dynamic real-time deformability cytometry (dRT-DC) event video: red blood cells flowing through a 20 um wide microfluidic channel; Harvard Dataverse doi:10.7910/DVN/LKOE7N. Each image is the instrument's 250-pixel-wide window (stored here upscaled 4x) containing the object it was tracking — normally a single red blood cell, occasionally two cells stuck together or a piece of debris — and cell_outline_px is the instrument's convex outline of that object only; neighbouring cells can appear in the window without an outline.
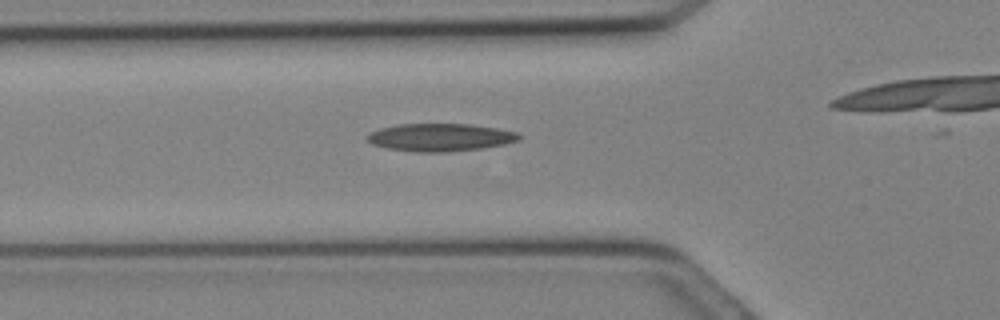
{"species": "Egyptian fruit bat (a non-hibernating species)", "species_latin": "Rousettus aegyptiacus", "temperature_condition": "cold", "stored_images_in_passage": 17, "camera_frame_rate_fps": 3000, "um_per_image_px": 0.085, "animal": {"sex": "female"}, "frame": {"image": 1, "passage_image": 10, "time_ms": 3.0, "image_size_px": [1000, 320], "cell_outline_px": [[524, 136], [520, 140], [504, 144], [480, 148], [444, 152], [416, 152], [388, 148], [372, 144], [364, 136], [368, 132], [380, 128], [396, 124], [468, 124], [496, 128], [516, 132]], "centroid_in_image_um": [37.39, 11.67], "position_along_channel_um": 88.4, "area_um2": 24.57}}
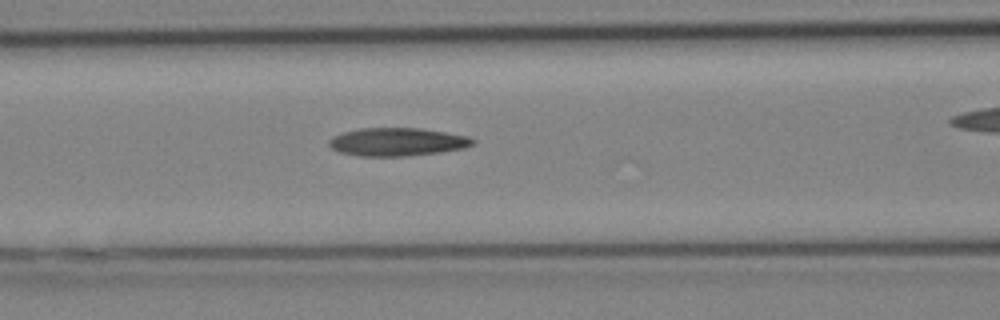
{"frame": {"image": 2, "passage_image": 12, "time_ms": 3.667, "image_size_px": [1000, 320], "cell_outline_px": [[476, 144], [464, 148], [440, 152], [408, 156], [360, 156], [340, 152], [332, 148], [328, 144], [328, 140], [332, 136], [344, 132], [360, 128], [420, 128], [468, 136], [476, 140]], "centroid_in_image_um": [33.78, 12.06], "position_along_channel_um": 132.8, "area_um2": 23.64}}